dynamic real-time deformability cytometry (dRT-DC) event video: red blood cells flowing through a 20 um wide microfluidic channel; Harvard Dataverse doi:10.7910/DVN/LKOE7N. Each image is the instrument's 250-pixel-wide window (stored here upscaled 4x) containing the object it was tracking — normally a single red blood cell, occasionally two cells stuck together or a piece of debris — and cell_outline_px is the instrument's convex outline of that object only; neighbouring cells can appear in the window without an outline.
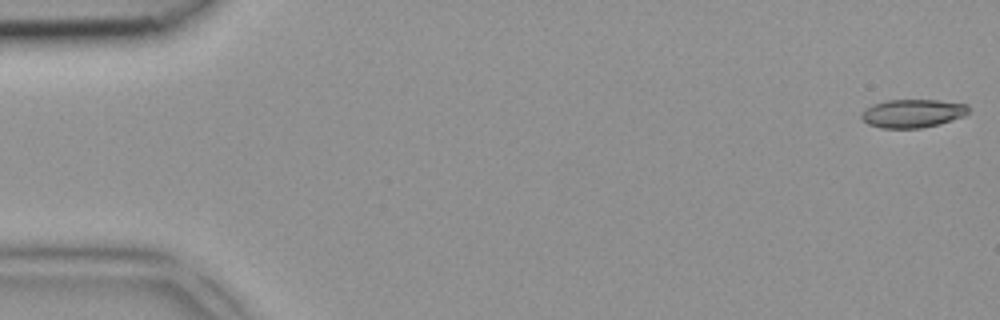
{"species": "common noctule bat (a hibernating species)", "species_latin": "Nyctalus noctula", "temperature_condition": "room temperature", "stored_images_in_passage": 4, "camera_frame_rate_fps": 3000, "um_per_image_px": 0.085, "animal": {"sex": "female", "body_mass_g": 18.4}, "frame": {"image": 1, "passage_image": 1, "time_ms": 0.0, "image_size_px": [1000, 320], "cell_outline_px": [[968, 112], [964, 116], [940, 124], [920, 128], [880, 128], [868, 124], [860, 116], [860, 112], [864, 108], [872, 104], [888, 100], [936, 100], [968, 104]], "centroid_in_image_um": [77.54, 9.64], "position_along_channel_um": 7.5, "area_um2": 17.8}}
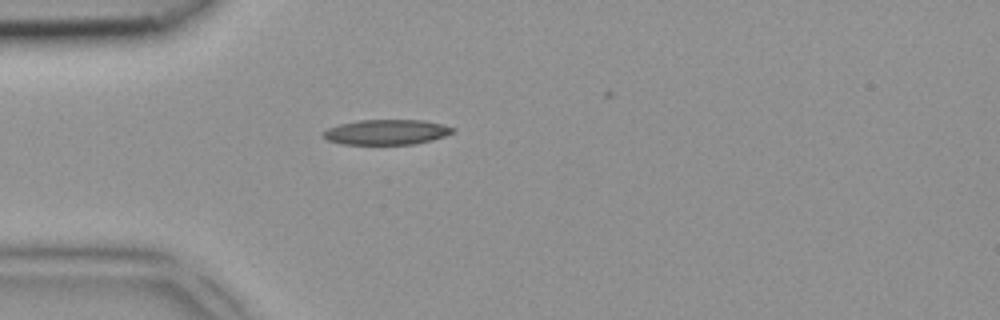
{"frame": {"image": 2, "passage_image": 4, "time_ms": 1.0, "image_size_px": [1000, 320], "cell_outline_px": [[456, 128], [452, 132], [444, 136], [432, 140], [412, 144], [340, 144], [328, 140], [320, 136], [328, 128], [340, 124], [360, 120], [424, 120]], "centroid_in_image_um": [32.82, 11.23], "position_along_channel_um": 52.2, "area_um2": 18.84}}